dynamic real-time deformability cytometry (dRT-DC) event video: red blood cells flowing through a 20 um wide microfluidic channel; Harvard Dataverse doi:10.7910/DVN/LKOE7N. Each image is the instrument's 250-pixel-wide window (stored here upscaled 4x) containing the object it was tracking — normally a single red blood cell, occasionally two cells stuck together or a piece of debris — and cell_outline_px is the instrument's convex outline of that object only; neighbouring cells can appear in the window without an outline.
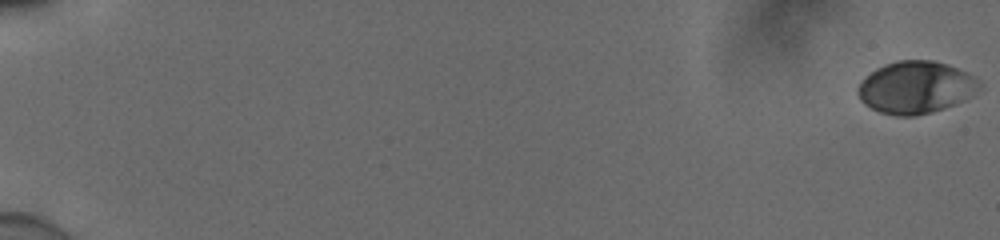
{"species": "human", "species_latin": "Homo sapiens", "temperature_condition": "cold", "stored_images_in_passage": 56, "camera_frame_rate_fps": 3000, "um_per_image_px": 0.085, "donor": {"sex": "male"}, "frame": {"image": 1, "passage_image": 1, "time_ms": 0.0, "image_size_px": [1000, 240], "cell_outline_px": [[980, 84], [972, 96], [964, 100], [944, 108], [932, 112], [912, 116], [896, 116], [880, 112], [864, 104], [860, 100], [856, 92], [856, 88], [876, 68], [884, 64], [896, 60], [932, 60], [948, 64], [968, 72], [980, 80]], "centroid_in_image_um": [77.84, 7.42], "position_along_channel_um": 7.2, "area_um2": 37.05}}
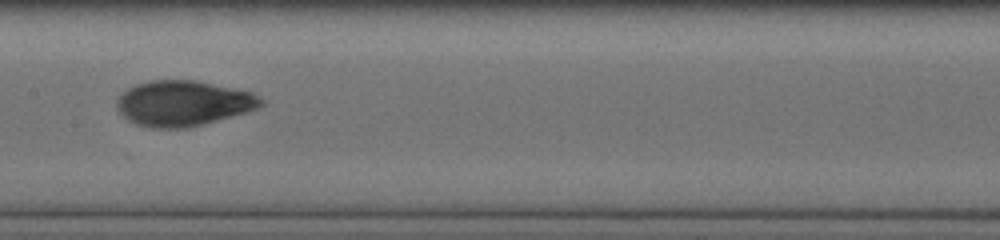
{"frame": {"image": 2, "passage_image": 32, "time_ms": 10.333, "image_size_px": [1000, 240], "cell_outline_px": [[264, 104], [256, 108], [244, 112], [204, 124], [188, 128], [152, 128], [136, 124], [128, 120], [116, 108], [116, 100], [128, 88], [136, 84], [152, 80], [196, 80], [252, 92], [264, 100]], "centroid_in_image_um": [15.56, 8.78], "position_along_channel_um": 191.8, "area_um2": 37.97}}
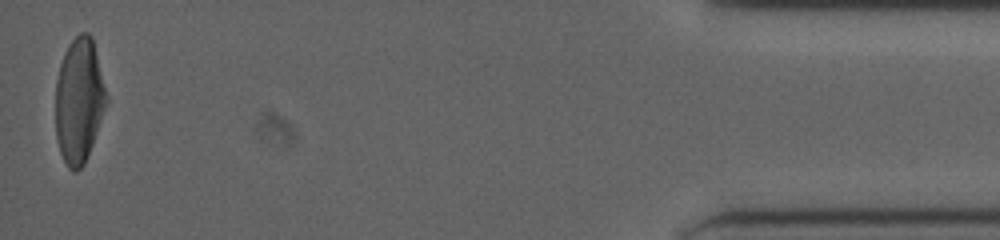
{"frame": {"image": 3, "passage_image": 56, "time_ms": 18.333, "image_size_px": [1000, 240], "cell_outline_px": [[108, 100], [92, 144], [84, 164], [76, 172], [72, 172], [68, 168], [60, 152], [56, 136], [56, 80], [60, 64], [64, 52], [68, 44], [80, 32], [88, 32], [92, 36]], "centroid_in_image_um": [6.71, 8.54], "position_along_channel_um": 428.5, "area_um2": 36.88}, "authors_computed_cell_mechanics": {"area_um2": 36.8764, "velocity_mm_per_s": 3.8877, "shape_relaxation_time_tau1_ms": 5.4601, "shape_relaxation_time_tau2_ms": 1.1688, "deformation_change_tau1": 0.177, "deformation_change_tau2": 0.0543}}